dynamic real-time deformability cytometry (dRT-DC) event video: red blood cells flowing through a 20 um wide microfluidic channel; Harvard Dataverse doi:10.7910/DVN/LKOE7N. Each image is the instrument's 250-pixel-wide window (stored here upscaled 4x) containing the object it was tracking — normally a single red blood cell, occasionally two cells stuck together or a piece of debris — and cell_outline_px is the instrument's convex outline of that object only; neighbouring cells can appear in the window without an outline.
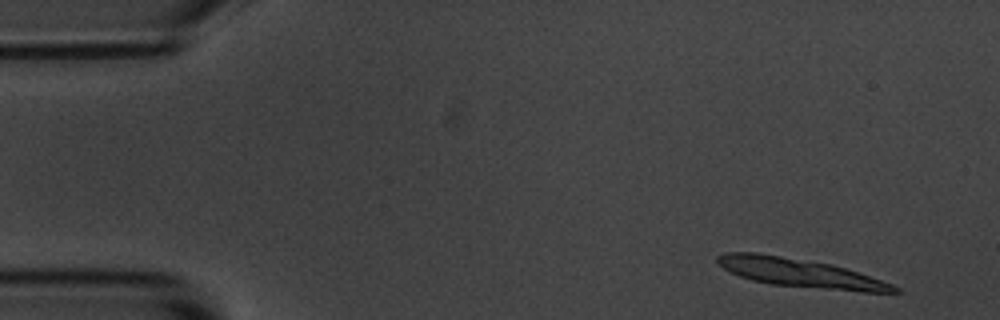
{"species": "common noctule bat (a hibernating species)", "species_latin": "Nyctalus noctula", "temperature_condition": "room temperature", "stored_images_in_passage": 5, "segment_of_instrument_passage": [1, 2], "camera_frame_rate_fps": 3000, "um_per_image_px": 0.085, "animal": {"sex": "male", "body_mass_g": 20.1, "forearm_length_mm": 53.5}, "frame": {"image": 1, "passage_image": 1, "time_ms": 0.0, "image_size_px": [1000, 320], "cell_outline_px": [[900, 292], [864, 292], [772, 284], [752, 280], [740, 276], [716, 264], [716, 256], [724, 252], [756, 252], [832, 264], [892, 284], [900, 288]], "centroid_in_image_um": [67.95, 23.19], "position_along_channel_um": 17.0, "area_um2": 29.13}}